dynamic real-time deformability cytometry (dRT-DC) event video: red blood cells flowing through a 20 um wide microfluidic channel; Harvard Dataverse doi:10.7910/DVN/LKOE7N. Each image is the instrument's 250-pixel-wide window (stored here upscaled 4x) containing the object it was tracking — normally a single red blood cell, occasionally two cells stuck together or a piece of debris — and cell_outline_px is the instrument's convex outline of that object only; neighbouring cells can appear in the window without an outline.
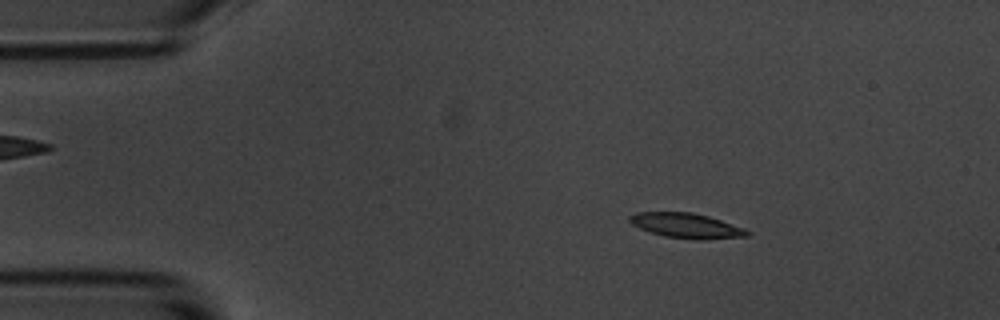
{"species": "common noctule bat (a hibernating species)", "species_latin": "Nyctalus noctula", "temperature_condition": "room temperature", "stored_images_in_passage": 4, "camera_frame_rate_fps": 3000, "um_per_image_px": 0.085, "animal": {"sex": "male", "body_mass_g": 20.1, "forearm_length_mm": 53.5}, "frame": {"image": 1, "passage_image": 2, "time_ms": 1.333, "image_size_px": [1000, 320], "cell_outline_px": [[752, 232], [748, 236], [704, 240], [700, 240], [664, 236], [640, 228], [632, 224], [628, 220], [628, 216], [636, 212], [692, 212], [708, 216], [744, 228]], "centroid_in_image_um": [58.35, 19.18], "position_along_channel_um": 26.6, "area_um2": 17.05}}